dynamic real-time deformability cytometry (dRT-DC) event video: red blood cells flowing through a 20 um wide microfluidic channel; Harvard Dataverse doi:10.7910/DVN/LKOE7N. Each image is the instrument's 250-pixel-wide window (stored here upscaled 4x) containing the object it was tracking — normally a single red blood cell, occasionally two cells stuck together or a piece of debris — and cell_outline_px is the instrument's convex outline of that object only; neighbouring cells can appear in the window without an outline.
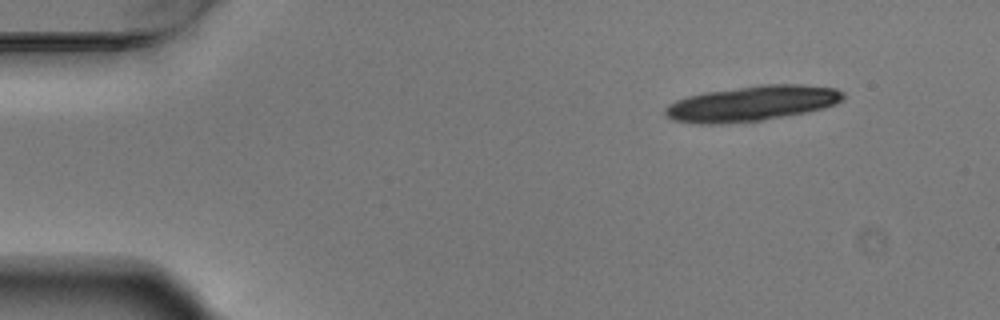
{"species": "Egyptian fruit bat (a non-hibernating species)", "species_latin": "Rousettus aegyptiacus", "temperature_condition": "warm", "stored_images_in_passage": 6, "segment_of_instrument_passage": [2, 2], "camera_frame_rate_fps": 3000, "um_per_image_px": 0.085, "animal": {"sex": "male"}, "frame": {"image": 1, "passage_image": 6, "time_ms": 1.667, "image_size_px": [1000, 320], "cell_outline_px": [[844, 100], [836, 104], [824, 108], [808, 112], [760, 120], [720, 124], [700, 124], [672, 120], [664, 112], [664, 108], [668, 104], [676, 100], [688, 96], [704, 92], [764, 84], [800, 84], [836, 88], [844, 92]], "centroid_in_image_um": [63.93, 8.79], "position_along_channel_um": 21.1, "area_um2": 36.7}}